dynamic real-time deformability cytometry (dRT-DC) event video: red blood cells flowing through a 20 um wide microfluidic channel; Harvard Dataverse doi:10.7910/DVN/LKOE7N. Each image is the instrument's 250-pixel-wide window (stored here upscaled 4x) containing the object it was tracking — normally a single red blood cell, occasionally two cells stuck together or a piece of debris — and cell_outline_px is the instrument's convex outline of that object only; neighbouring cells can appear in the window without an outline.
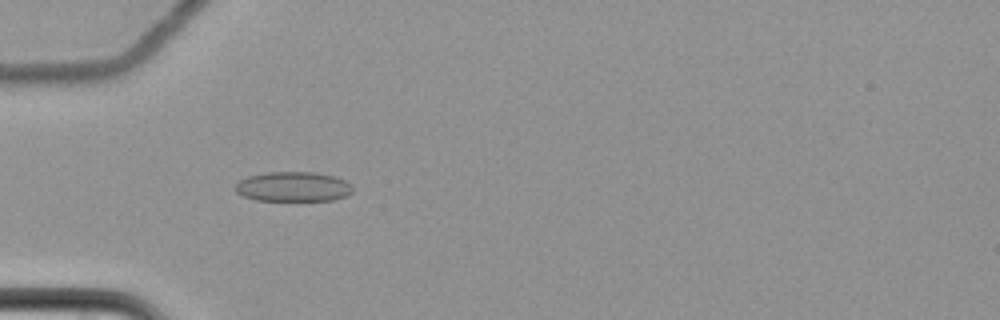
{"species": "common noctule bat (a hibernating species)", "species_latin": "Nyctalus noctula", "temperature_condition": "cold", "stored_images_in_passage": 59, "camera_frame_rate_fps": 3000, "um_per_image_px": 0.085, "animal": {"sex": "female", "body_mass_g": 22.7, "forearm_length_mm": 54.2}, "frame": {"image": 1, "passage_image": 19, "time_ms": 6.0, "image_size_px": [1000, 320], "cell_outline_px": [[352, 192], [344, 196], [332, 200], [256, 200], [244, 196], [236, 192], [236, 184], [240, 180], [248, 176], [268, 172], [312, 172], [332, 176], [344, 180], [352, 184]], "centroid_in_image_um": [24.91, 15.86], "position_along_channel_um": 60.1, "area_um2": 20.11}}
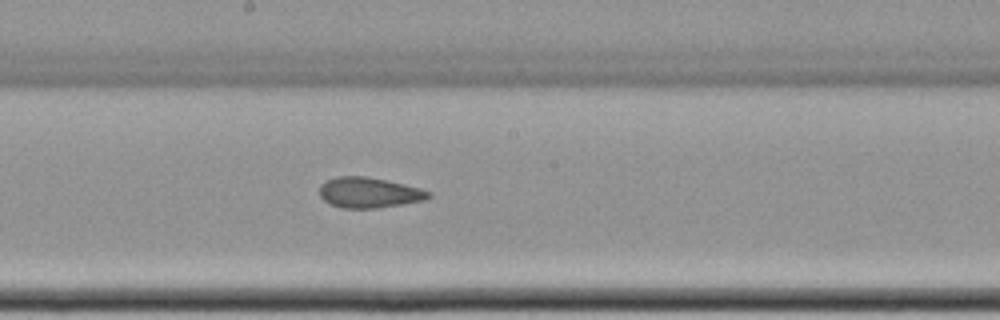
{"frame": {"image": 2, "passage_image": 33, "time_ms": 10.667, "image_size_px": [1000, 320], "cell_outline_px": [[432, 196], [424, 200], [376, 208], [344, 208], [332, 204], [324, 200], [320, 196], [320, 184], [336, 176], [368, 176], [404, 184], [420, 188], [432, 192]], "centroid_in_image_um": [31.38, 16.36], "position_along_channel_um": 216.8, "area_um2": 19.25}}
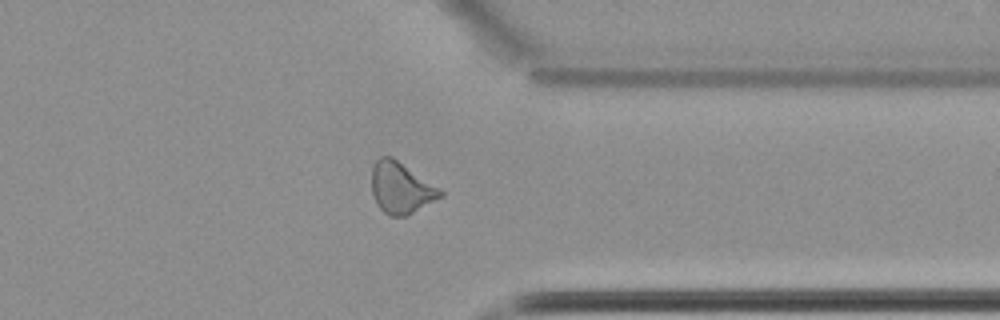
{"frame": {"image": 3, "passage_image": 47, "time_ms": 15.333, "image_size_px": [1000, 320], "cell_outline_px": [[444, 196], [408, 216], [388, 216], [380, 208], [372, 192], [372, 164], [380, 156], [392, 156], [440, 188], [444, 192]], "centroid_in_image_um": [34.1, 15.97], "position_along_channel_um": 377.3, "area_um2": 20.69}, "authors_computed_cell_mechanics": {"area_um2": 20.1144, "velocity_mm_per_s": 3.5031, "shape_relaxation_time_tau1_ms": null, "shape_relaxation_time_tau2_ms": 2.2672, "deformation_change_tau1": null, "deformation_change_tau2": 0.0932}}